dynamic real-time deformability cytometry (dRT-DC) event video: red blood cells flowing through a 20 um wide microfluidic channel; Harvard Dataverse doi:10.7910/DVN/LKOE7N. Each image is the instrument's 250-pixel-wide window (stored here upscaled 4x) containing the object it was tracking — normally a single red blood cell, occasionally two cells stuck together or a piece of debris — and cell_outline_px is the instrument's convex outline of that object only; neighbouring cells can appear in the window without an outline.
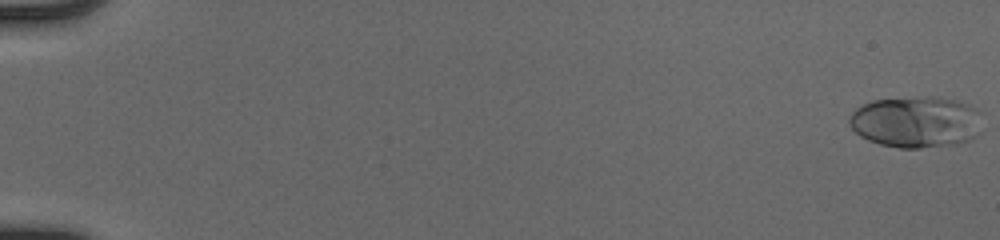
{"species": "human", "species_latin": "Homo sapiens", "temperature_condition": "cold", "stored_images_in_passage": 52, "camera_frame_rate_fps": 3000, "um_per_image_px": 0.085, "donor": {"sex": "male"}, "frame": {"image": 1, "passage_image": 1, "time_ms": 0.0, "image_size_px": [1000, 240], "cell_outline_px": [[984, 132], [968, 140], [956, 144], [920, 148], [900, 148], [880, 144], [868, 140], [860, 136], [848, 124], [848, 120], [852, 112], [856, 108], [872, 100], [924, 96], [936, 96], [956, 100], [968, 104], [980, 112]], "centroid_in_image_um": [77.91, 10.36], "position_along_channel_um": 7.1, "area_um2": 40.46}}
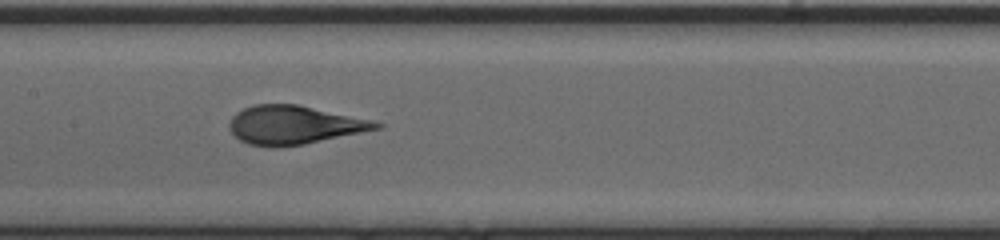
{"frame": {"image": 2, "passage_image": 28, "time_ms": 9.0, "image_size_px": [1000, 240], "cell_outline_px": [[384, 128], [304, 144], [276, 148], [272, 148], [248, 144], [240, 140], [228, 128], [228, 124], [232, 116], [236, 112], [252, 104], [296, 104], [372, 120], [384, 124]], "centroid_in_image_um": [24.99, 10.63], "position_along_channel_um": 182.4, "area_um2": 33.18}}
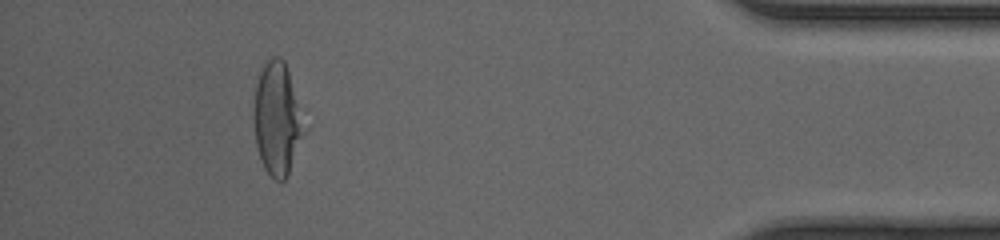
{"frame": {"image": 3, "passage_image": 48, "time_ms": 15.667, "image_size_px": [1000, 240], "cell_outline_px": [[308, 128], [288, 176], [280, 184], [264, 168], [260, 160], [256, 144], [252, 120], [252, 116], [256, 84], [260, 68], [272, 56], [280, 56], [284, 60]], "centroid_in_image_um": [23.57, 10.13], "position_along_channel_um": 411.6, "area_um2": 33.99}, "authors_computed_cell_mechanics": {"area_um2": 34.1598, "velocity_mm_per_s": 4.1401, "shape_relaxation_time_tau1_ms": 5.143, "shape_relaxation_time_tau2_ms": null, "deformation_change_tau1": 0.2073, "deformation_change_tau2": null}}